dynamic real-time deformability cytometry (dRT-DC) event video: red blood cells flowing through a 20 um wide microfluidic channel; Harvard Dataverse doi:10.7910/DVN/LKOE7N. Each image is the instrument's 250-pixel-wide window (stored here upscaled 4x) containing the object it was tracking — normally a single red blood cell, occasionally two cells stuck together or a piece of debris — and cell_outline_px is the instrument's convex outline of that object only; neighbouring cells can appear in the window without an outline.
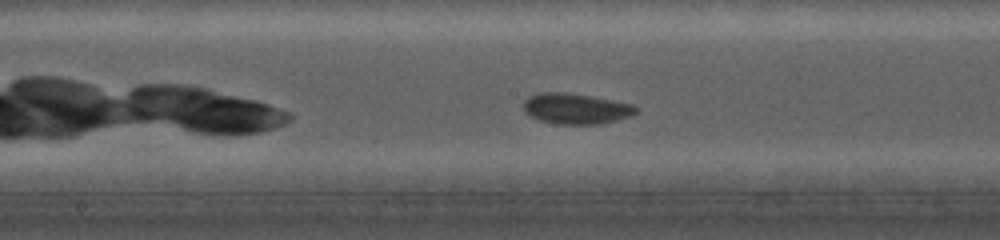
{"species": "common noctule bat (a hibernating species)", "species_latin": "Nyctalus noctula", "temperature_condition": "cold", "stored_images_in_passage": 10, "camera_frame_rate_fps": 5000, "um_per_image_px": 0.085, "animal": {"sex": "female", "body_mass_g": 19.0, "forearm_length_mm": 56.7}, "frame": {"image": 1, "passage_image": 7, "time_ms": 4.2, "image_size_px": [1000, 240], "cell_outline_px": [[636, 112], [632, 116], [604, 124], [560, 124], [540, 120], [528, 116], [524, 112], [524, 100], [528, 96], [540, 92], [564, 92], [588, 96], [632, 104], [636, 108]], "centroid_in_image_um": [48.92, 9.24], "position_along_channel_um": 199.3, "area_um2": 20.06}}